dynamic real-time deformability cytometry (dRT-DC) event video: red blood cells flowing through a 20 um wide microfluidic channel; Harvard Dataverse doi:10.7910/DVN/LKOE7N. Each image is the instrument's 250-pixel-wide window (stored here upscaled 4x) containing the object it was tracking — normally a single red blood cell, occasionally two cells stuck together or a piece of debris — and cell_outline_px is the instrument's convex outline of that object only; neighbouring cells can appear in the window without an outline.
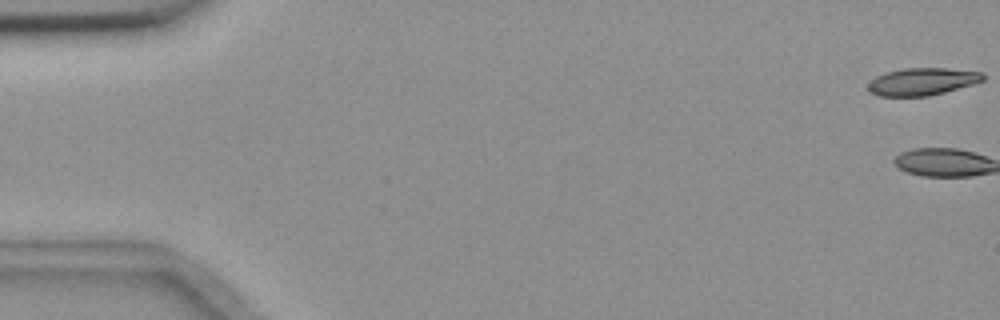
{"species": "common noctule bat (a hibernating species)", "species_latin": "Nyctalus noctula", "temperature_condition": "room temperature", "stored_images_in_passage": 5, "camera_frame_rate_fps": 3000, "um_per_image_px": 0.085, "animal": {"sex": "female", "body_mass_g": 18.4}, "frame": {"image": 1, "passage_image": 1, "time_ms": 0.0, "image_size_px": [1000, 320], "cell_outline_px": [[984, 80], [972, 84], [944, 92], [928, 96], [880, 96], [868, 92], [868, 84], [876, 76], [888, 72], [904, 68], [944, 68], [980, 72], [984, 76]], "centroid_in_image_um": [78.35, 6.94], "position_along_channel_um": 6.6, "area_um2": 18.09}}